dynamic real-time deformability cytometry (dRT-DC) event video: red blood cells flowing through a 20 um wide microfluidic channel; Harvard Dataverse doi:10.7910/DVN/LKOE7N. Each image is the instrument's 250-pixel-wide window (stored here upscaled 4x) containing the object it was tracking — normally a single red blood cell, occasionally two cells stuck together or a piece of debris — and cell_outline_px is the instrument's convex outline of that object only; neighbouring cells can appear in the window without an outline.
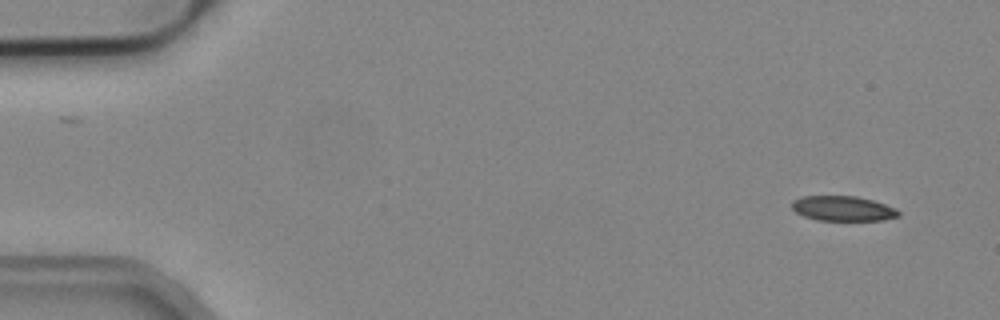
{"species": "common noctule bat (a hibernating species)", "species_latin": "Nyctalus noctula", "temperature_condition": "cold", "stored_images_in_passage": 4, "camera_frame_rate_fps": 3000, "um_per_image_px": 0.085, "animal": {"sex": "male", "body_mass_g": 19.2, "forearm_length_mm": 51.8}, "frame": {"image": 1, "passage_image": 1, "time_ms": 0.0, "image_size_px": [1000, 320], "cell_outline_px": [[900, 216], [884, 220], [816, 220], [804, 216], [796, 212], [792, 208], [792, 200], [800, 196], [856, 196], [872, 200], [896, 208], [900, 212]], "centroid_in_image_um": [71.64, 17.72], "position_along_channel_um": 13.4, "area_um2": 15.55}}
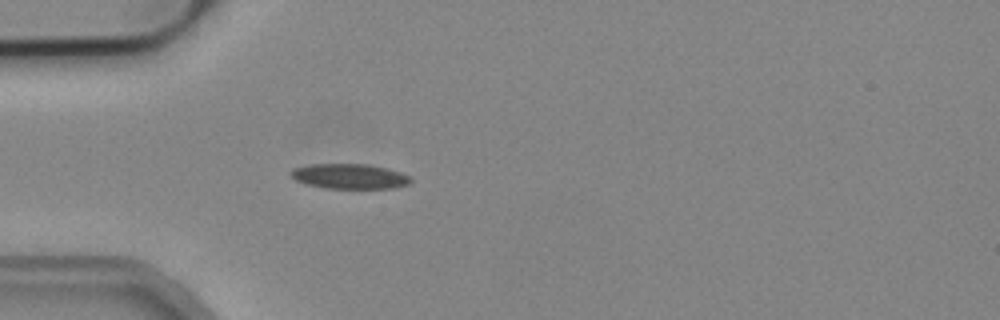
{"frame": {"image": 2, "passage_image": 4, "time_ms": 1.0, "image_size_px": [1000, 320], "cell_outline_px": [[412, 180], [408, 184], [396, 188], [324, 188], [308, 184], [296, 180], [288, 176], [288, 172], [292, 168], [312, 164], [368, 164], [388, 168], [400, 172], [408, 176]], "centroid_in_image_um": [29.68, 14.98], "position_along_channel_um": 55.3, "area_um2": 17.57}}